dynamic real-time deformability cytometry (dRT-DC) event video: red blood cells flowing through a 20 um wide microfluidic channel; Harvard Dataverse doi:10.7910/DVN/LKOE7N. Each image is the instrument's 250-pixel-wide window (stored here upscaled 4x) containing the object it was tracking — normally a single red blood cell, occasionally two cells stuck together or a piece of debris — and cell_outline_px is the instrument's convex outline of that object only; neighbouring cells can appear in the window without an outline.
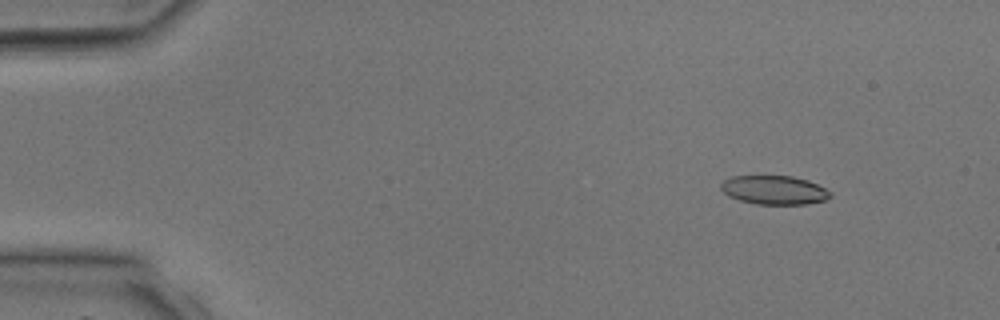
{"species": "common noctule bat (a hibernating species)", "species_latin": "Nyctalus noctula", "temperature_condition": "room temperature", "stored_images_in_passage": 8, "camera_frame_rate_fps": 3000, "um_per_image_px": 0.085, "animal": {"sex": "male", "body_mass_g": 17.9, "forearm_length_mm": 54.2}, "frame": {"image": 1, "passage_image": 5, "time_ms": 1.333, "image_size_px": [1000, 320], "cell_outline_px": [[832, 196], [824, 200], [808, 204], [756, 204], [740, 200], [728, 196], [720, 188], [720, 184], [724, 180], [732, 176], [792, 176], [808, 180], [832, 192]], "centroid_in_image_um": [65.8, 16.15], "position_along_channel_um": 19.2, "area_um2": 18.38}}